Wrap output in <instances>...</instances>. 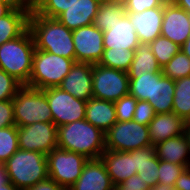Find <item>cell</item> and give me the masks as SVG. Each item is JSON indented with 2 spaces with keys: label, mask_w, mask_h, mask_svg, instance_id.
<instances>
[{
  "label": "cell",
  "mask_w": 190,
  "mask_h": 190,
  "mask_svg": "<svg viewBox=\"0 0 190 190\" xmlns=\"http://www.w3.org/2000/svg\"><path fill=\"white\" fill-rule=\"evenodd\" d=\"M77 0H36L34 11L48 18H58Z\"/></svg>",
  "instance_id": "d6a6232c"
},
{
  "label": "cell",
  "mask_w": 190,
  "mask_h": 190,
  "mask_svg": "<svg viewBox=\"0 0 190 190\" xmlns=\"http://www.w3.org/2000/svg\"><path fill=\"white\" fill-rule=\"evenodd\" d=\"M13 7H18L29 11L30 13L35 9L36 0H5Z\"/></svg>",
  "instance_id": "f6af8a7d"
},
{
  "label": "cell",
  "mask_w": 190,
  "mask_h": 190,
  "mask_svg": "<svg viewBox=\"0 0 190 190\" xmlns=\"http://www.w3.org/2000/svg\"><path fill=\"white\" fill-rule=\"evenodd\" d=\"M130 0H110V2L113 3H117V4H122L124 6H126V4L129 2Z\"/></svg>",
  "instance_id": "db71d44e"
},
{
  "label": "cell",
  "mask_w": 190,
  "mask_h": 190,
  "mask_svg": "<svg viewBox=\"0 0 190 190\" xmlns=\"http://www.w3.org/2000/svg\"><path fill=\"white\" fill-rule=\"evenodd\" d=\"M185 124H190V114L188 115V117L184 120Z\"/></svg>",
  "instance_id": "11a10c76"
},
{
  "label": "cell",
  "mask_w": 190,
  "mask_h": 190,
  "mask_svg": "<svg viewBox=\"0 0 190 190\" xmlns=\"http://www.w3.org/2000/svg\"><path fill=\"white\" fill-rule=\"evenodd\" d=\"M93 97L115 102L129 94L128 72L93 64Z\"/></svg>",
  "instance_id": "9c48e42d"
},
{
  "label": "cell",
  "mask_w": 190,
  "mask_h": 190,
  "mask_svg": "<svg viewBox=\"0 0 190 190\" xmlns=\"http://www.w3.org/2000/svg\"><path fill=\"white\" fill-rule=\"evenodd\" d=\"M180 49L190 58V36L185 41V43L180 47Z\"/></svg>",
  "instance_id": "681fc988"
},
{
  "label": "cell",
  "mask_w": 190,
  "mask_h": 190,
  "mask_svg": "<svg viewBox=\"0 0 190 190\" xmlns=\"http://www.w3.org/2000/svg\"><path fill=\"white\" fill-rule=\"evenodd\" d=\"M149 190H175L173 186L157 183L155 186L149 188Z\"/></svg>",
  "instance_id": "c3c4849f"
},
{
  "label": "cell",
  "mask_w": 190,
  "mask_h": 190,
  "mask_svg": "<svg viewBox=\"0 0 190 190\" xmlns=\"http://www.w3.org/2000/svg\"><path fill=\"white\" fill-rule=\"evenodd\" d=\"M7 181L6 171L4 168V164L0 163V185Z\"/></svg>",
  "instance_id": "f907efd6"
},
{
  "label": "cell",
  "mask_w": 190,
  "mask_h": 190,
  "mask_svg": "<svg viewBox=\"0 0 190 190\" xmlns=\"http://www.w3.org/2000/svg\"><path fill=\"white\" fill-rule=\"evenodd\" d=\"M44 93L57 127L85 119L87 101L77 99L59 87L44 89Z\"/></svg>",
  "instance_id": "30bf717a"
},
{
  "label": "cell",
  "mask_w": 190,
  "mask_h": 190,
  "mask_svg": "<svg viewBox=\"0 0 190 190\" xmlns=\"http://www.w3.org/2000/svg\"><path fill=\"white\" fill-rule=\"evenodd\" d=\"M35 44L27 28L19 37L0 45V68L22 85H27L32 72Z\"/></svg>",
  "instance_id": "3957f363"
},
{
  "label": "cell",
  "mask_w": 190,
  "mask_h": 190,
  "mask_svg": "<svg viewBox=\"0 0 190 190\" xmlns=\"http://www.w3.org/2000/svg\"><path fill=\"white\" fill-rule=\"evenodd\" d=\"M154 107L146 100H137L136 109L133 115V121L142 125H149L150 121L155 117Z\"/></svg>",
  "instance_id": "74e56055"
},
{
  "label": "cell",
  "mask_w": 190,
  "mask_h": 190,
  "mask_svg": "<svg viewBox=\"0 0 190 190\" xmlns=\"http://www.w3.org/2000/svg\"><path fill=\"white\" fill-rule=\"evenodd\" d=\"M129 95L137 100L152 99L153 72L147 74H128Z\"/></svg>",
  "instance_id": "f1b7e54d"
},
{
  "label": "cell",
  "mask_w": 190,
  "mask_h": 190,
  "mask_svg": "<svg viewBox=\"0 0 190 190\" xmlns=\"http://www.w3.org/2000/svg\"><path fill=\"white\" fill-rule=\"evenodd\" d=\"M114 186L137 174L134 155L130 151L105 150L101 157Z\"/></svg>",
  "instance_id": "ac0fdd59"
},
{
  "label": "cell",
  "mask_w": 190,
  "mask_h": 190,
  "mask_svg": "<svg viewBox=\"0 0 190 190\" xmlns=\"http://www.w3.org/2000/svg\"><path fill=\"white\" fill-rule=\"evenodd\" d=\"M150 72H162L161 66L151 52L149 43H139L135 49L134 59L128 74H147Z\"/></svg>",
  "instance_id": "d4e9b609"
},
{
  "label": "cell",
  "mask_w": 190,
  "mask_h": 190,
  "mask_svg": "<svg viewBox=\"0 0 190 190\" xmlns=\"http://www.w3.org/2000/svg\"><path fill=\"white\" fill-rule=\"evenodd\" d=\"M168 0H130L126 6V13H141L144 10L164 6Z\"/></svg>",
  "instance_id": "f35d334b"
},
{
  "label": "cell",
  "mask_w": 190,
  "mask_h": 190,
  "mask_svg": "<svg viewBox=\"0 0 190 190\" xmlns=\"http://www.w3.org/2000/svg\"><path fill=\"white\" fill-rule=\"evenodd\" d=\"M23 85L0 68V101L12 100Z\"/></svg>",
  "instance_id": "d590c367"
},
{
  "label": "cell",
  "mask_w": 190,
  "mask_h": 190,
  "mask_svg": "<svg viewBox=\"0 0 190 190\" xmlns=\"http://www.w3.org/2000/svg\"><path fill=\"white\" fill-rule=\"evenodd\" d=\"M175 190H190V167L186 168L174 185Z\"/></svg>",
  "instance_id": "7bdbcfd3"
},
{
  "label": "cell",
  "mask_w": 190,
  "mask_h": 190,
  "mask_svg": "<svg viewBox=\"0 0 190 190\" xmlns=\"http://www.w3.org/2000/svg\"><path fill=\"white\" fill-rule=\"evenodd\" d=\"M99 1L100 3H107V2H110V0H97Z\"/></svg>",
  "instance_id": "9f6ffc18"
},
{
  "label": "cell",
  "mask_w": 190,
  "mask_h": 190,
  "mask_svg": "<svg viewBox=\"0 0 190 190\" xmlns=\"http://www.w3.org/2000/svg\"><path fill=\"white\" fill-rule=\"evenodd\" d=\"M85 120L105 134L117 122L114 102L92 97L86 104Z\"/></svg>",
  "instance_id": "7402d4cb"
},
{
  "label": "cell",
  "mask_w": 190,
  "mask_h": 190,
  "mask_svg": "<svg viewBox=\"0 0 190 190\" xmlns=\"http://www.w3.org/2000/svg\"><path fill=\"white\" fill-rule=\"evenodd\" d=\"M14 7L5 0H0V18L7 15Z\"/></svg>",
  "instance_id": "bcb514c9"
},
{
  "label": "cell",
  "mask_w": 190,
  "mask_h": 190,
  "mask_svg": "<svg viewBox=\"0 0 190 190\" xmlns=\"http://www.w3.org/2000/svg\"><path fill=\"white\" fill-rule=\"evenodd\" d=\"M26 190H64L59 184H57L51 178H47L41 182H38L36 185L27 188Z\"/></svg>",
  "instance_id": "ee69618b"
},
{
  "label": "cell",
  "mask_w": 190,
  "mask_h": 190,
  "mask_svg": "<svg viewBox=\"0 0 190 190\" xmlns=\"http://www.w3.org/2000/svg\"><path fill=\"white\" fill-rule=\"evenodd\" d=\"M126 14L125 6L113 2L101 3L93 25L107 31Z\"/></svg>",
  "instance_id": "484cf974"
},
{
  "label": "cell",
  "mask_w": 190,
  "mask_h": 190,
  "mask_svg": "<svg viewBox=\"0 0 190 190\" xmlns=\"http://www.w3.org/2000/svg\"><path fill=\"white\" fill-rule=\"evenodd\" d=\"M113 190H149V186L146 182H143L142 178L135 174L125 180L123 183L114 186Z\"/></svg>",
  "instance_id": "b9f144b4"
},
{
  "label": "cell",
  "mask_w": 190,
  "mask_h": 190,
  "mask_svg": "<svg viewBox=\"0 0 190 190\" xmlns=\"http://www.w3.org/2000/svg\"><path fill=\"white\" fill-rule=\"evenodd\" d=\"M58 127L53 122H36L17 127L19 149L49 154L57 148Z\"/></svg>",
  "instance_id": "8fae6325"
},
{
  "label": "cell",
  "mask_w": 190,
  "mask_h": 190,
  "mask_svg": "<svg viewBox=\"0 0 190 190\" xmlns=\"http://www.w3.org/2000/svg\"><path fill=\"white\" fill-rule=\"evenodd\" d=\"M172 112L183 120L190 114V76L175 80Z\"/></svg>",
  "instance_id": "83f0119b"
},
{
  "label": "cell",
  "mask_w": 190,
  "mask_h": 190,
  "mask_svg": "<svg viewBox=\"0 0 190 190\" xmlns=\"http://www.w3.org/2000/svg\"><path fill=\"white\" fill-rule=\"evenodd\" d=\"M92 81L93 64L75 62L58 87L77 99L88 101L93 97Z\"/></svg>",
  "instance_id": "5bb4252c"
},
{
  "label": "cell",
  "mask_w": 190,
  "mask_h": 190,
  "mask_svg": "<svg viewBox=\"0 0 190 190\" xmlns=\"http://www.w3.org/2000/svg\"><path fill=\"white\" fill-rule=\"evenodd\" d=\"M151 144L149 128L133 120L116 122L105 133V148L111 151H131Z\"/></svg>",
  "instance_id": "ba28073f"
},
{
  "label": "cell",
  "mask_w": 190,
  "mask_h": 190,
  "mask_svg": "<svg viewBox=\"0 0 190 190\" xmlns=\"http://www.w3.org/2000/svg\"><path fill=\"white\" fill-rule=\"evenodd\" d=\"M185 138L187 139L189 150H190V124H184V132Z\"/></svg>",
  "instance_id": "f5cc1de1"
},
{
  "label": "cell",
  "mask_w": 190,
  "mask_h": 190,
  "mask_svg": "<svg viewBox=\"0 0 190 190\" xmlns=\"http://www.w3.org/2000/svg\"><path fill=\"white\" fill-rule=\"evenodd\" d=\"M135 50L104 49L99 65L128 72L134 59Z\"/></svg>",
  "instance_id": "4316f807"
},
{
  "label": "cell",
  "mask_w": 190,
  "mask_h": 190,
  "mask_svg": "<svg viewBox=\"0 0 190 190\" xmlns=\"http://www.w3.org/2000/svg\"><path fill=\"white\" fill-rule=\"evenodd\" d=\"M16 125L13 113V99L0 101V129Z\"/></svg>",
  "instance_id": "ab89813d"
},
{
  "label": "cell",
  "mask_w": 190,
  "mask_h": 190,
  "mask_svg": "<svg viewBox=\"0 0 190 190\" xmlns=\"http://www.w3.org/2000/svg\"><path fill=\"white\" fill-rule=\"evenodd\" d=\"M139 39L135 27L126 13L119 21L103 32L104 49H127L135 50L139 45Z\"/></svg>",
  "instance_id": "e0dca14e"
},
{
  "label": "cell",
  "mask_w": 190,
  "mask_h": 190,
  "mask_svg": "<svg viewBox=\"0 0 190 190\" xmlns=\"http://www.w3.org/2000/svg\"><path fill=\"white\" fill-rule=\"evenodd\" d=\"M29 15V11L14 7L0 18V45L19 37L28 28Z\"/></svg>",
  "instance_id": "cb8c5ba5"
},
{
  "label": "cell",
  "mask_w": 190,
  "mask_h": 190,
  "mask_svg": "<svg viewBox=\"0 0 190 190\" xmlns=\"http://www.w3.org/2000/svg\"><path fill=\"white\" fill-rule=\"evenodd\" d=\"M159 158L155 155L149 162L145 163L141 169L137 172L143 182L149 186V188L155 186L158 183L159 172Z\"/></svg>",
  "instance_id": "8d00e7d4"
},
{
  "label": "cell",
  "mask_w": 190,
  "mask_h": 190,
  "mask_svg": "<svg viewBox=\"0 0 190 190\" xmlns=\"http://www.w3.org/2000/svg\"><path fill=\"white\" fill-rule=\"evenodd\" d=\"M19 149L17 126L0 129V163H5Z\"/></svg>",
  "instance_id": "1f68e13d"
},
{
  "label": "cell",
  "mask_w": 190,
  "mask_h": 190,
  "mask_svg": "<svg viewBox=\"0 0 190 190\" xmlns=\"http://www.w3.org/2000/svg\"><path fill=\"white\" fill-rule=\"evenodd\" d=\"M28 29L33 36L35 49L75 59L72 30L58 19L41 16L33 10L29 15Z\"/></svg>",
  "instance_id": "6da1fadb"
},
{
  "label": "cell",
  "mask_w": 190,
  "mask_h": 190,
  "mask_svg": "<svg viewBox=\"0 0 190 190\" xmlns=\"http://www.w3.org/2000/svg\"><path fill=\"white\" fill-rule=\"evenodd\" d=\"M76 62L98 64L104 52L103 31L93 24L72 30Z\"/></svg>",
  "instance_id": "7c38bea8"
},
{
  "label": "cell",
  "mask_w": 190,
  "mask_h": 190,
  "mask_svg": "<svg viewBox=\"0 0 190 190\" xmlns=\"http://www.w3.org/2000/svg\"><path fill=\"white\" fill-rule=\"evenodd\" d=\"M175 5L184 9L190 14V0H171Z\"/></svg>",
  "instance_id": "7dc6e473"
},
{
  "label": "cell",
  "mask_w": 190,
  "mask_h": 190,
  "mask_svg": "<svg viewBox=\"0 0 190 190\" xmlns=\"http://www.w3.org/2000/svg\"><path fill=\"white\" fill-rule=\"evenodd\" d=\"M58 148L76 152L87 159H99L105 148V134L85 119L58 127Z\"/></svg>",
  "instance_id": "7a4b0ae2"
},
{
  "label": "cell",
  "mask_w": 190,
  "mask_h": 190,
  "mask_svg": "<svg viewBox=\"0 0 190 190\" xmlns=\"http://www.w3.org/2000/svg\"><path fill=\"white\" fill-rule=\"evenodd\" d=\"M7 180L26 190L48 178L47 157L41 152L18 149L5 163Z\"/></svg>",
  "instance_id": "277c9868"
},
{
  "label": "cell",
  "mask_w": 190,
  "mask_h": 190,
  "mask_svg": "<svg viewBox=\"0 0 190 190\" xmlns=\"http://www.w3.org/2000/svg\"><path fill=\"white\" fill-rule=\"evenodd\" d=\"M100 4L97 0H77L57 19L71 30L92 25Z\"/></svg>",
  "instance_id": "d6986e66"
},
{
  "label": "cell",
  "mask_w": 190,
  "mask_h": 190,
  "mask_svg": "<svg viewBox=\"0 0 190 190\" xmlns=\"http://www.w3.org/2000/svg\"><path fill=\"white\" fill-rule=\"evenodd\" d=\"M184 124V120L174 112L156 114L148 125L151 144L182 135Z\"/></svg>",
  "instance_id": "ffe728a7"
},
{
  "label": "cell",
  "mask_w": 190,
  "mask_h": 190,
  "mask_svg": "<svg viewBox=\"0 0 190 190\" xmlns=\"http://www.w3.org/2000/svg\"><path fill=\"white\" fill-rule=\"evenodd\" d=\"M174 90L175 80L164 76L162 72H153L152 99H148V102L156 114L172 112Z\"/></svg>",
  "instance_id": "603a6c76"
},
{
  "label": "cell",
  "mask_w": 190,
  "mask_h": 190,
  "mask_svg": "<svg viewBox=\"0 0 190 190\" xmlns=\"http://www.w3.org/2000/svg\"><path fill=\"white\" fill-rule=\"evenodd\" d=\"M13 113L17 127L36 122H53L44 89L23 85L13 98Z\"/></svg>",
  "instance_id": "8992f818"
},
{
  "label": "cell",
  "mask_w": 190,
  "mask_h": 190,
  "mask_svg": "<svg viewBox=\"0 0 190 190\" xmlns=\"http://www.w3.org/2000/svg\"><path fill=\"white\" fill-rule=\"evenodd\" d=\"M137 99L131 95H126L114 102L116 118L118 122L133 120Z\"/></svg>",
  "instance_id": "e575fe53"
},
{
  "label": "cell",
  "mask_w": 190,
  "mask_h": 190,
  "mask_svg": "<svg viewBox=\"0 0 190 190\" xmlns=\"http://www.w3.org/2000/svg\"><path fill=\"white\" fill-rule=\"evenodd\" d=\"M162 74L172 80L190 76V58L180 49L163 67Z\"/></svg>",
  "instance_id": "f546056e"
},
{
  "label": "cell",
  "mask_w": 190,
  "mask_h": 190,
  "mask_svg": "<svg viewBox=\"0 0 190 190\" xmlns=\"http://www.w3.org/2000/svg\"><path fill=\"white\" fill-rule=\"evenodd\" d=\"M0 190H19V189H17L11 182L7 180L5 183L0 185Z\"/></svg>",
  "instance_id": "816d5d0a"
},
{
  "label": "cell",
  "mask_w": 190,
  "mask_h": 190,
  "mask_svg": "<svg viewBox=\"0 0 190 190\" xmlns=\"http://www.w3.org/2000/svg\"><path fill=\"white\" fill-rule=\"evenodd\" d=\"M114 184L101 158L89 159L78 180L68 190H113Z\"/></svg>",
  "instance_id": "9a60e30c"
},
{
  "label": "cell",
  "mask_w": 190,
  "mask_h": 190,
  "mask_svg": "<svg viewBox=\"0 0 190 190\" xmlns=\"http://www.w3.org/2000/svg\"><path fill=\"white\" fill-rule=\"evenodd\" d=\"M135 27L139 42L151 43L161 35L164 6L144 10L141 13H127Z\"/></svg>",
  "instance_id": "2e32d148"
},
{
  "label": "cell",
  "mask_w": 190,
  "mask_h": 190,
  "mask_svg": "<svg viewBox=\"0 0 190 190\" xmlns=\"http://www.w3.org/2000/svg\"><path fill=\"white\" fill-rule=\"evenodd\" d=\"M161 36L168 38L180 47L190 36V14L171 0L164 4Z\"/></svg>",
  "instance_id": "4fadbf2b"
},
{
  "label": "cell",
  "mask_w": 190,
  "mask_h": 190,
  "mask_svg": "<svg viewBox=\"0 0 190 190\" xmlns=\"http://www.w3.org/2000/svg\"><path fill=\"white\" fill-rule=\"evenodd\" d=\"M130 152L134 155V164L137 172L145 163L149 162V159L156 155L154 145L131 150Z\"/></svg>",
  "instance_id": "60d3db41"
},
{
  "label": "cell",
  "mask_w": 190,
  "mask_h": 190,
  "mask_svg": "<svg viewBox=\"0 0 190 190\" xmlns=\"http://www.w3.org/2000/svg\"><path fill=\"white\" fill-rule=\"evenodd\" d=\"M154 148L159 160L190 167V150L184 134L161 141Z\"/></svg>",
  "instance_id": "44dd1931"
},
{
  "label": "cell",
  "mask_w": 190,
  "mask_h": 190,
  "mask_svg": "<svg viewBox=\"0 0 190 190\" xmlns=\"http://www.w3.org/2000/svg\"><path fill=\"white\" fill-rule=\"evenodd\" d=\"M75 62V59L35 49L32 72L26 86L42 90L58 87Z\"/></svg>",
  "instance_id": "5b68a950"
},
{
  "label": "cell",
  "mask_w": 190,
  "mask_h": 190,
  "mask_svg": "<svg viewBox=\"0 0 190 190\" xmlns=\"http://www.w3.org/2000/svg\"><path fill=\"white\" fill-rule=\"evenodd\" d=\"M149 46L161 67L167 64L180 51V46L161 35L152 41Z\"/></svg>",
  "instance_id": "4dcf8cb0"
},
{
  "label": "cell",
  "mask_w": 190,
  "mask_h": 190,
  "mask_svg": "<svg viewBox=\"0 0 190 190\" xmlns=\"http://www.w3.org/2000/svg\"><path fill=\"white\" fill-rule=\"evenodd\" d=\"M46 157L48 177L64 190H68L78 180L85 163L89 160L81 154L58 147Z\"/></svg>",
  "instance_id": "52a82bcc"
},
{
  "label": "cell",
  "mask_w": 190,
  "mask_h": 190,
  "mask_svg": "<svg viewBox=\"0 0 190 190\" xmlns=\"http://www.w3.org/2000/svg\"><path fill=\"white\" fill-rule=\"evenodd\" d=\"M186 168L188 166L159 160L158 183L174 187L176 180Z\"/></svg>",
  "instance_id": "836d02e7"
}]
</instances>
